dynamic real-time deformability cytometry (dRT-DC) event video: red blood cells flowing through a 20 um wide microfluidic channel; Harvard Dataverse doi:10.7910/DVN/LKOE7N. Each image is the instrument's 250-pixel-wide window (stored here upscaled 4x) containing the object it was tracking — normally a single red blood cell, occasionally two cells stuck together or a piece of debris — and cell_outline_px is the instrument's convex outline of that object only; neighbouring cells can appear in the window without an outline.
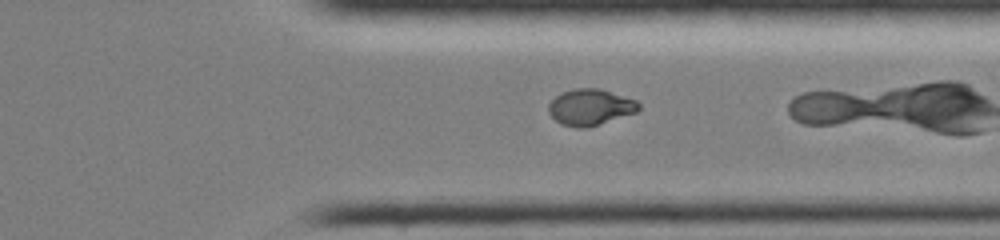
{"species": "common noctule bat (a hibernating species)", "species_latin": "Nyctalus noctula", "temperature_condition": "room temperature", "stored_images_in_passage": 26, "camera_frame_rate_fps": 3000, "um_per_image_px": 0.085, "animal": {"sex": "female", "body_mass_g": 19.0, "forearm_length_mm": 51.5}, "frame": {"image": 1, "passage_image": 24, "time_ms": 10.333, "image_size_px": [1000, 240], "cell_outline_px": [[640, 108], [636, 112], [588, 128], [576, 128], [560, 124], [548, 112], [548, 104], [556, 96], [564, 92], [576, 88], [600, 88], [636, 100], [640, 104]], "centroid_in_image_um": [50.17, 9.12], "position_along_channel_um": 361.2, "area_um2": 19.02}}